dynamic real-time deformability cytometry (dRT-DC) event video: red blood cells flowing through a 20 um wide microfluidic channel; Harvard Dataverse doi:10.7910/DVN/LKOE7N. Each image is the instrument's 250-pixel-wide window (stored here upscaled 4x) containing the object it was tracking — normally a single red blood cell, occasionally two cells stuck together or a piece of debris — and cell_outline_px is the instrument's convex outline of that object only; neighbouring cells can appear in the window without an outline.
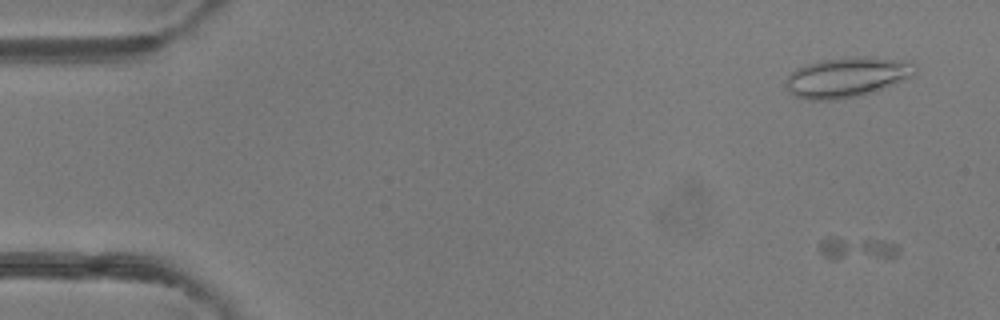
{"species": "common noctule bat (a hibernating species)", "species_latin": "Nyctalus noctula", "temperature_condition": "room temperature", "stored_images_in_passage": 7, "camera_frame_rate_fps": 3000, "um_per_image_px": 0.085, "animal": {"sex": "female"}, "frame": {"image": 1, "passage_image": 2, "time_ms": 1.333, "image_size_px": [1000, 320], "cell_outline_px": [[900, 256], [836, 260], [828, 260], [820, 252], [820, 240], [824, 236], [836, 236], [880, 240], [896, 244], [900, 248]], "centroid_in_image_um": [72.79, 21.11], "position_along_channel_um": 12.2, "area_um2": 11.04}}